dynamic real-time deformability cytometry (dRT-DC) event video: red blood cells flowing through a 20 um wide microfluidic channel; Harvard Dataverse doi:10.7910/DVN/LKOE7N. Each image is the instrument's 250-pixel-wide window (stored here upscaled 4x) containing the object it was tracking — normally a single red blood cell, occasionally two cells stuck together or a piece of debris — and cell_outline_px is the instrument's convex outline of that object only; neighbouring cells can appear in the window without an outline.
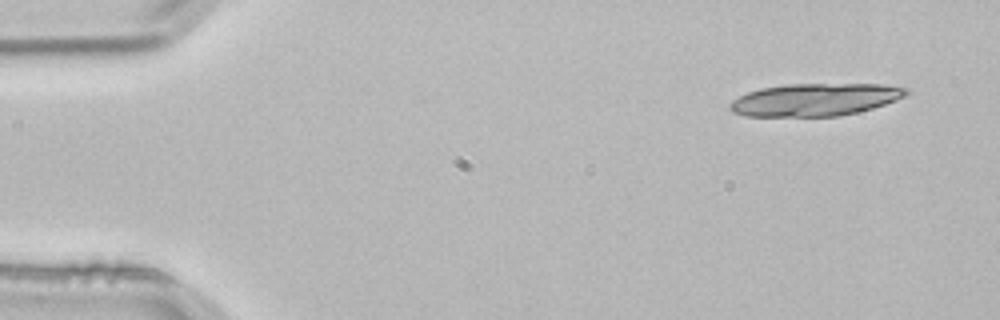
{"species": "common noctule bat (a hibernating species)", "species_latin": "Nyctalus noctula", "temperature_condition": "room temperature", "stored_images_in_passage": 3, "camera_frame_rate_fps": 3000, "um_per_image_px": 0.085, "animal": {"sex": "male", "body_mass_g": 21.5, "forearm_length_mm": 52.0}, "frame": {"image": 1, "passage_image": 1, "time_ms": 0.0, "image_size_px": [1000, 320], "cell_outline_px": [[908, 92], [904, 96], [896, 100], [860, 112], [840, 116], [744, 116], [732, 112], [728, 108], [728, 104], [732, 100], [748, 92], [760, 88], [788, 84], [884, 84], [908, 88]], "centroid_in_image_um": [69.26, 8.47], "position_along_channel_um": 15.7, "area_um2": 33.52}}